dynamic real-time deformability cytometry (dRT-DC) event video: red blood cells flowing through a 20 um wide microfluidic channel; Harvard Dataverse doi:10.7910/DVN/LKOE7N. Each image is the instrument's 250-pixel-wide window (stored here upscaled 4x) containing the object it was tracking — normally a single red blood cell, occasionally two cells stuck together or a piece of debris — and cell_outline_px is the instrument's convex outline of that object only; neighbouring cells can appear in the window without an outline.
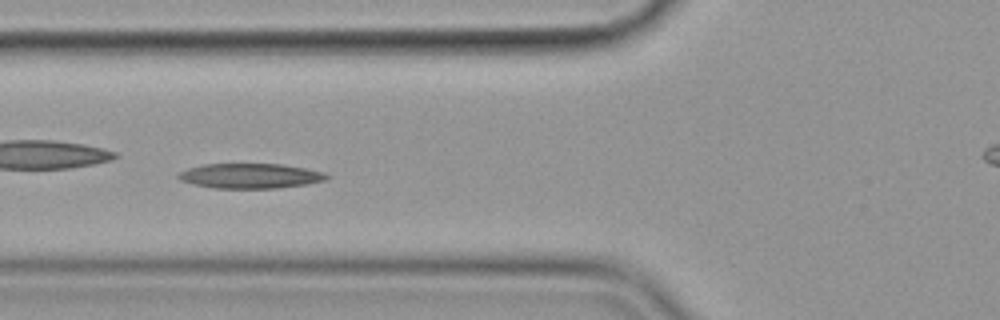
{"species": "common noctule bat (a hibernating species)", "species_latin": "Nyctalus noctula", "temperature_condition": "cold", "stored_images_in_passage": 57, "camera_frame_rate_fps": 3000, "um_per_image_px": 0.085, "animal": {"sex": "female", "body_mass_g": 19.9}, "frame": {"image": 1, "passage_image": 21, "time_ms": 6.667, "image_size_px": [1000, 320], "cell_outline_px": [[332, 176], [328, 180], [308, 184], [276, 188], [212, 188], [192, 184], [180, 180], [176, 176], [180, 172], [188, 168], [204, 164], [280, 164], [304, 168], [324, 172]], "centroid_in_image_um": [21.3, 14.95], "position_along_channel_um": 104.5, "area_um2": 21.68}}
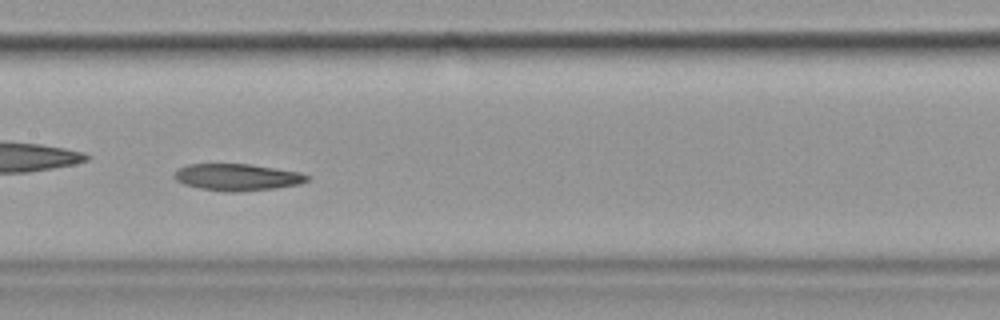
{"frame": {"image": 2, "passage_image": 28, "time_ms": 9.0, "image_size_px": [1000, 320], "cell_outline_px": [[308, 180], [300, 184], [276, 188], [236, 192], [228, 192], [200, 188], [184, 184], [176, 180], [172, 176], [180, 168], [188, 164], [248, 164], [300, 172], [308, 176]], "centroid_in_image_um": [20.16, 15.06], "position_along_channel_um": 187.2, "area_um2": 20.58}}
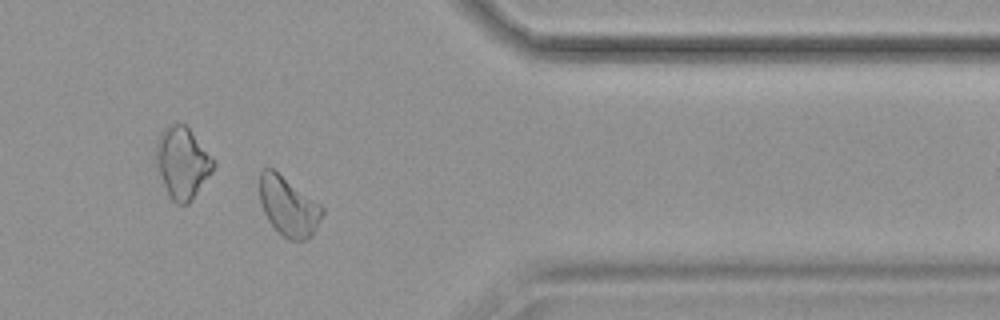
{"frame": {"image": 3, "passage_image": 46, "time_ms": 15.0, "image_size_px": [1000, 320], "cell_outline_px": [[324, 212], [316, 228], [308, 240], [288, 240], [268, 220], [264, 212], [260, 200], [260, 172], [264, 168], [272, 168], [320, 204], [324, 208]], "centroid_in_image_um": [24.53, 17.55], "position_along_channel_um": 386.9, "area_um2": 21.27}}